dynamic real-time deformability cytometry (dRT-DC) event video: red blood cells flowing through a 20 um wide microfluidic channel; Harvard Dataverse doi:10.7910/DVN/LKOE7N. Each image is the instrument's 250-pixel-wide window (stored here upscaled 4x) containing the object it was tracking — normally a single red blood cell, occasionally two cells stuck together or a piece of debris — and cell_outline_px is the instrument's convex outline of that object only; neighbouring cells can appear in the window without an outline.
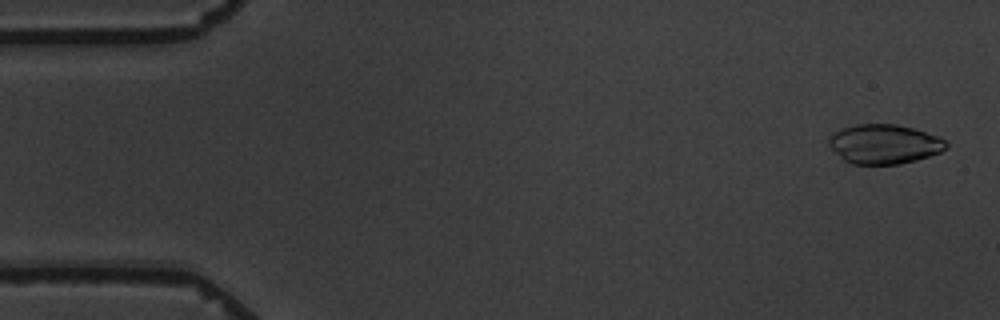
{"species": "common noctule bat (a hibernating species)", "species_latin": "Nyctalus noctula", "temperature_condition": "warm", "stored_images_in_passage": 5, "camera_frame_rate_fps": 3000, "um_per_image_px": 0.085, "animal": {"sex": "male", "body_mass_g": 19.5, "forearm_length_mm": 54.6}, "frame": {"image": 1, "passage_image": 1, "time_ms": 0.0, "image_size_px": [1000, 320], "cell_outline_px": [[948, 148], [940, 152], [916, 160], [900, 164], [852, 164], [844, 160], [828, 144], [828, 140], [836, 132], [844, 128], [856, 124], [896, 124], [912, 128], [936, 136], [944, 140], [948, 144]], "centroid_in_image_um": [75.17, 12.25], "position_along_channel_um": 9.8, "area_um2": 26.59}}